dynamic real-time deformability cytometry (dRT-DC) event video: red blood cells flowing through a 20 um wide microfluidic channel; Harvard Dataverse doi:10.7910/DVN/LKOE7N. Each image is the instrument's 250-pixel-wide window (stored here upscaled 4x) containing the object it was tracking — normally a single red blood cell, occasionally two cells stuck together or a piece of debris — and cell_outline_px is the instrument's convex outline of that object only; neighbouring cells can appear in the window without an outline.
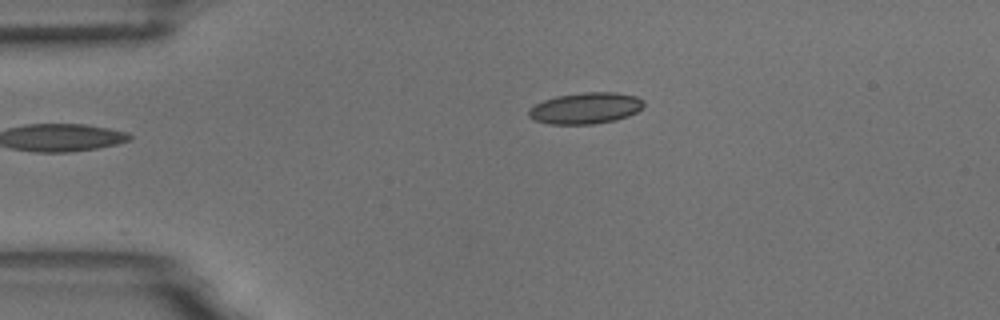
{"species": "common noctule bat (a hibernating species)", "species_latin": "Nyctalus noctula", "temperature_condition": "room temperature", "stored_images_in_passage": 2, "camera_frame_rate_fps": 3000, "um_per_image_px": 0.085, "animal": {"sex": "male", "body_mass_g": 18.8}, "frame": {"image": 1, "passage_image": 2, "time_ms": 0.333, "image_size_px": [1000, 320], "cell_outline_px": [[644, 108], [628, 116], [616, 120], [592, 124], [548, 124], [536, 120], [528, 116], [528, 112], [536, 104], [544, 100], [556, 96], [584, 92], [616, 92], [636, 96], [644, 100]], "centroid_in_image_um": [49.82, 9.19], "position_along_channel_um": 35.2, "area_um2": 20.98}}